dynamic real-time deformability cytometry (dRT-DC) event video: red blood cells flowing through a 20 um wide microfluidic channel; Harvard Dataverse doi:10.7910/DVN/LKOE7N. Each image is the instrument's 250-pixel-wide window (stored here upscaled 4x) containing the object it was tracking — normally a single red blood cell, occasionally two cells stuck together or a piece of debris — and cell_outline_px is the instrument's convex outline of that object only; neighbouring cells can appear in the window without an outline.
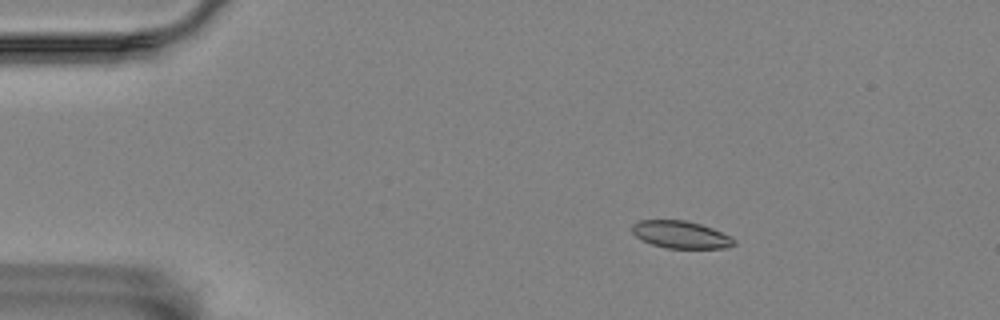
{"species": "Egyptian fruit bat (a non-hibernating species)", "species_latin": "Rousettus aegyptiacus", "temperature_condition": "room temperature", "stored_images_in_passage": 3, "camera_frame_rate_fps": 3000, "um_per_image_px": 0.085, "animal": {"sex": "female"}, "frame": {"image": 1, "passage_image": 2, "time_ms": 1.333, "image_size_px": [1000, 320], "cell_outline_px": [[736, 244], [724, 248], [664, 248], [652, 244], [636, 236], [632, 232], [632, 224], [640, 220], [684, 220], [700, 224], [712, 228], [736, 240]], "centroid_in_image_um": [57.85, 19.94], "position_along_channel_um": 27.1, "area_um2": 16.07}}